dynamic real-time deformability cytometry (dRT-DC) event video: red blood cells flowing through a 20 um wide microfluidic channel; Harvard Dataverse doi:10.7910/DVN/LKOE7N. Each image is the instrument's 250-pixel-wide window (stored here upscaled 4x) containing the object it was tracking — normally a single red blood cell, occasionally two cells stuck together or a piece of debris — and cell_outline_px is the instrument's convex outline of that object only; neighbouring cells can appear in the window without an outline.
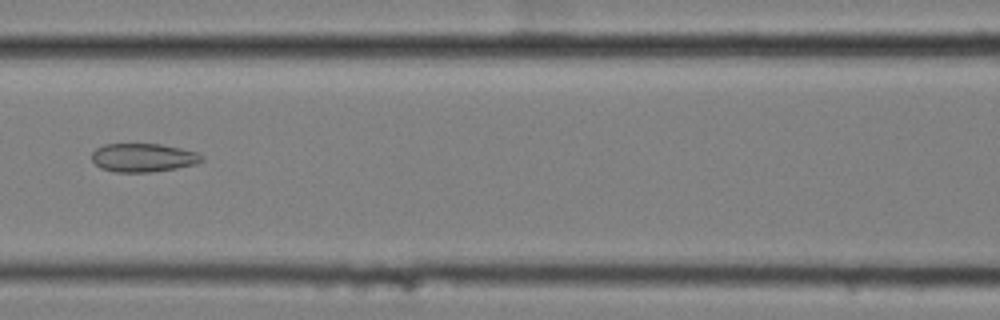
{"species": "common noctule bat (a hibernating species)", "species_latin": "Nyctalus noctula", "temperature_condition": "cold", "stored_images_in_passage": 9, "camera_frame_rate_fps": 3000, "um_per_image_px": 0.085, "animal": {"sex": "female", "body_mass_g": 25.1}, "frame": {"image": 1, "passage_image": 8, "time_ms": 2.333, "image_size_px": [1000, 320], "cell_outline_px": [[204, 160], [196, 164], [176, 168], [152, 172], [116, 172], [100, 168], [92, 160], [92, 152], [96, 148], [104, 144], [160, 144], [180, 148], [196, 152], [204, 156]], "centroid_in_image_um": [12.17, 13.4], "position_along_channel_um": 154.4, "area_um2": 18.32}}
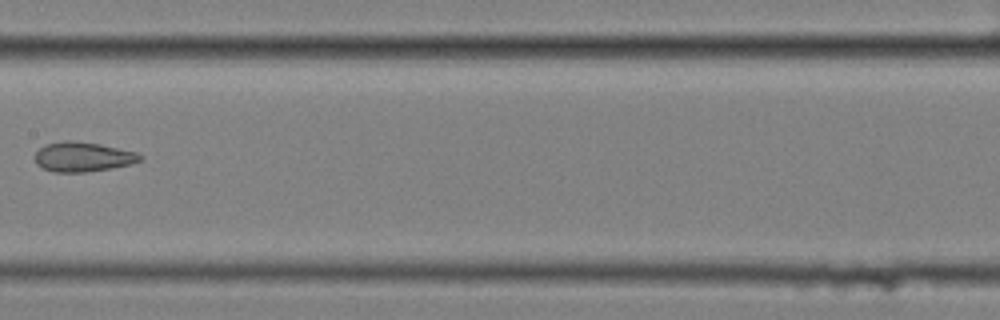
{"frame": {"image": 2, "passage_image": 9, "time_ms": 2.667, "image_size_px": [1000, 320], "cell_outline_px": [[144, 160], [132, 164], [112, 168], [84, 172], [52, 172], [40, 168], [36, 164], [36, 152], [40, 148], [48, 144], [64, 140], [72, 140], [100, 144], [136, 152], [144, 156]], "centroid_in_image_um": [7.07, 13.34], "position_along_channel_um": 200.3, "area_um2": 18.32}}